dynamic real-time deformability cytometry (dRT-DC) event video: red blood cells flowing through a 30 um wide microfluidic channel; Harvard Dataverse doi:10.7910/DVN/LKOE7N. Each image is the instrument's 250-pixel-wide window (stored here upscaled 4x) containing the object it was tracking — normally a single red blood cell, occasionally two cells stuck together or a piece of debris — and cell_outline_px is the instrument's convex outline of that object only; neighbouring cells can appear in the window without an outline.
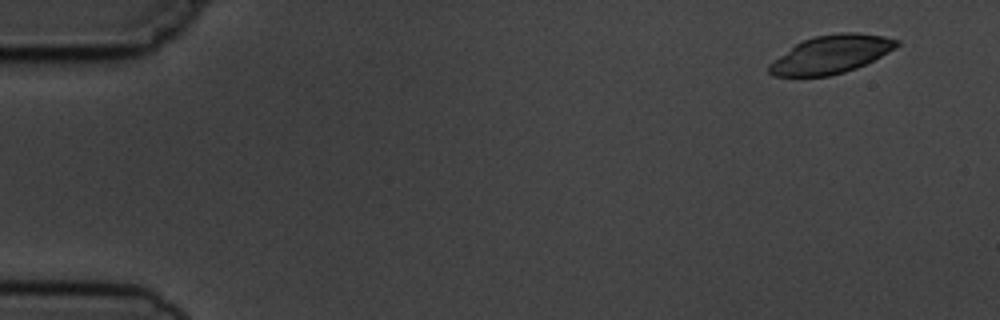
{"species": "common noctule bat (a hibernating species)", "species_latin": "Nyctalus noctula", "temperature_condition": "cold", "stored_images_in_passage": 5, "camera_frame_rate_fps": 3000, "um_per_image_px": 0.085, "animal": {"sex": "male", "body_mass_g": 19.5, "forearm_length_mm": 54.6}, "frame": {"image": 1, "passage_image": 1, "time_ms": 0.0, "image_size_px": [1000, 320], "cell_outline_px": [[900, 44], [896, 48], [856, 68], [844, 72], [828, 76], [772, 76], [768, 72], [768, 64], [796, 44], [804, 40], [816, 36], [840, 32], [856, 32], [884, 36], [900, 40]], "centroid_in_image_um": [70.65, 4.62], "position_along_channel_um": 14.4, "area_um2": 28.09}}